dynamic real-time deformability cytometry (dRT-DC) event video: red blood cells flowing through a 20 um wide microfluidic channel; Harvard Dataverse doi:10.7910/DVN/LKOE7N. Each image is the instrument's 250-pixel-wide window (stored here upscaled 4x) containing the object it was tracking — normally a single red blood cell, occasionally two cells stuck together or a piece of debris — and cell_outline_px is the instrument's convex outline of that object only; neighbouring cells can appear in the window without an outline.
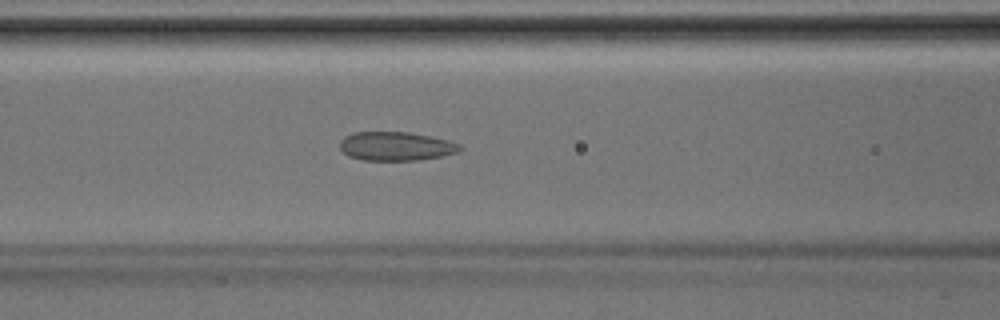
{"species": "Egyptian fruit bat (a non-hibernating species)", "species_latin": "Rousettus aegyptiacus", "temperature_condition": "room temperature", "stored_images_in_passage": 38, "camera_frame_rate_fps": 3000, "um_per_image_px": 0.085, "animal": {"sex": "male"}, "frame": {"image": 1, "passage_image": 14, "time_ms": 4.333, "image_size_px": [1000, 320], "cell_outline_px": [[464, 148], [460, 152], [440, 156], [416, 160], [364, 160], [348, 156], [340, 148], [340, 140], [344, 136], [352, 132], [408, 132], [448, 140], [460, 144]], "centroid_in_image_um": [33.65, 12.42], "position_along_channel_um": 132.9, "area_um2": 20.17}}
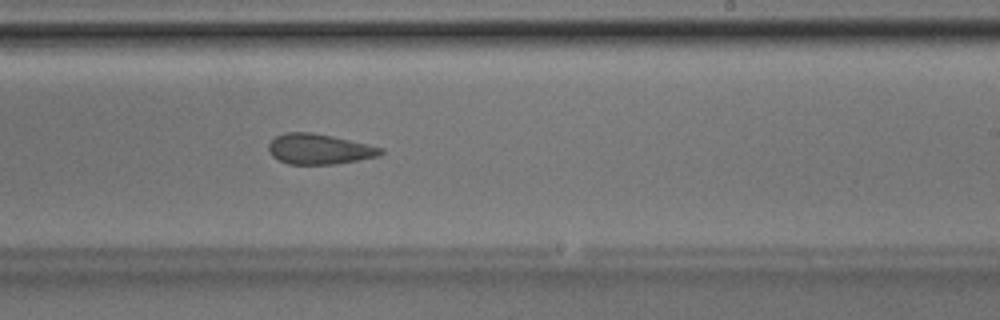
{"frame": {"image": 2, "passage_image": 22, "time_ms": 7.0, "image_size_px": [1000, 320], "cell_outline_px": [[384, 152], [376, 156], [336, 164], [288, 164], [272, 156], [268, 152], [268, 144], [276, 136], [284, 132], [312, 132], [332, 136], [368, 144], [384, 148]], "centroid_in_image_um": [27.1, 12.66], "position_along_channel_um": 261.9, "area_um2": 19.77}}
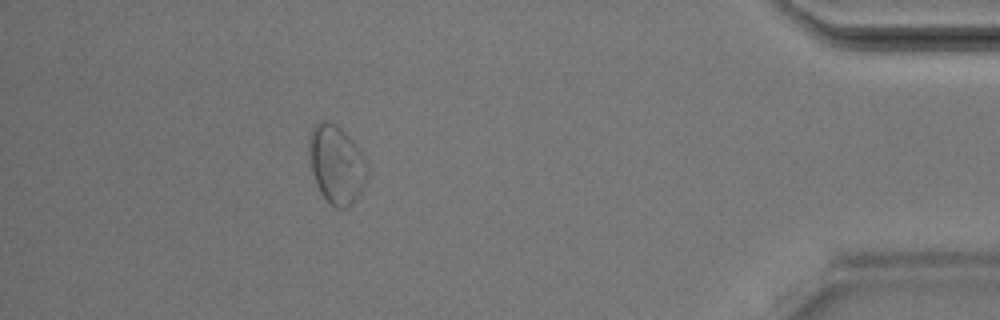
{"frame": {"image": 3, "passage_image": 34, "time_ms": 11.0, "image_size_px": [1000, 320], "cell_outline_px": [[368, 172], [352, 204], [344, 208], [336, 208], [320, 192], [312, 168], [308, 152], [308, 136], [312, 128], [316, 124], [324, 120], [328, 120], [336, 124], [352, 140], [368, 164]], "centroid_in_image_um": [28.57, 13.92], "position_along_channel_um": 406.6, "area_um2": 25.95}}